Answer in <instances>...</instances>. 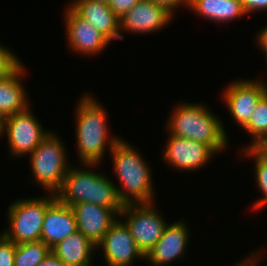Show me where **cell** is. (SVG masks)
<instances>
[{
	"mask_svg": "<svg viewBox=\"0 0 267 266\" xmlns=\"http://www.w3.org/2000/svg\"><path fill=\"white\" fill-rule=\"evenodd\" d=\"M92 95H84L76 108V136L78 155L81 165L86 168L94 167L102 160L108 146L111 151L120 140L109 137L107 127V113ZM109 144V145H108Z\"/></svg>",
	"mask_w": 267,
	"mask_h": 266,
	"instance_id": "1",
	"label": "cell"
},
{
	"mask_svg": "<svg viewBox=\"0 0 267 266\" xmlns=\"http://www.w3.org/2000/svg\"><path fill=\"white\" fill-rule=\"evenodd\" d=\"M173 109L165 126L169 135L208 145L216 153L227 146L228 136L221 120L205 104L179 103Z\"/></svg>",
	"mask_w": 267,
	"mask_h": 266,
	"instance_id": "2",
	"label": "cell"
},
{
	"mask_svg": "<svg viewBox=\"0 0 267 266\" xmlns=\"http://www.w3.org/2000/svg\"><path fill=\"white\" fill-rule=\"evenodd\" d=\"M110 154L114 172L122 186H116V189L123 204L154 202L151 171L142 155L122 139L114 145Z\"/></svg>",
	"mask_w": 267,
	"mask_h": 266,
	"instance_id": "3",
	"label": "cell"
},
{
	"mask_svg": "<svg viewBox=\"0 0 267 266\" xmlns=\"http://www.w3.org/2000/svg\"><path fill=\"white\" fill-rule=\"evenodd\" d=\"M105 176L93 170L71 166L56 196L69 206L88 202L122 211L124 204L118 197L116 185Z\"/></svg>",
	"mask_w": 267,
	"mask_h": 266,
	"instance_id": "4",
	"label": "cell"
},
{
	"mask_svg": "<svg viewBox=\"0 0 267 266\" xmlns=\"http://www.w3.org/2000/svg\"><path fill=\"white\" fill-rule=\"evenodd\" d=\"M52 194L34 199L20 198L12 203L7 214L10 228L2 234L15 244L40 241L46 210L57 198L56 194Z\"/></svg>",
	"mask_w": 267,
	"mask_h": 266,
	"instance_id": "5",
	"label": "cell"
},
{
	"mask_svg": "<svg viewBox=\"0 0 267 266\" xmlns=\"http://www.w3.org/2000/svg\"><path fill=\"white\" fill-rule=\"evenodd\" d=\"M65 146L54 133L50 132L30 154L34 181L48 193L56 194L62 187L69 170Z\"/></svg>",
	"mask_w": 267,
	"mask_h": 266,
	"instance_id": "6",
	"label": "cell"
},
{
	"mask_svg": "<svg viewBox=\"0 0 267 266\" xmlns=\"http://www.w3.org/2000/svg\"><path fill=\"white\" fill-rule=\"evenodd\" d=\"M152 203L124 204L119 216H125L124 222L138 248L146 256L161 238L167 225L163 217L154 209Z\"/></svg>",
	"mask_w": 267,
	"mask_h": 266,
	"instance_id": "7",
	"label": "cell"
},
{
	"mask_svg": "<svg viewBox=\"0 0 267 266\" xmlns=\"http://www.w3.org/2000/svg\"><path fill=\"white\" fill-rule=\"evenodd\" d=\"M30 109L29 107L1 121L0 136L3 133L7 134L9 152L14 157L31 154L50 133L44 131Z\"/></svg>",
	"mask_w": 267,
	"mask_h": 266,
	"instance_id": "8",
	"label": "cell"
},
{
	"mask_svg": "<svg viewBox=\"0 0 267 266\" xmlns=\"http://www.w3.org/2000/svg\"><path fill=\"white\" fill-rule=\"evenodd\" d=\"M121 221L117 219L96 246V249L102 248L107 266H131L135 259H145L130 230Z\"/></svg>",
	"mask_w": 267,
	"mask_h": 266,
	"instance_id": "9",
	"label": "cell"
},
{
	"mask_svg": "<svg viewBox=\"0 0 267 266\" xmlns=\"http://www.w3.org/2000/svg\"><path fill=\"white\" fill-rule=\"evenodd\" d=\"M223 92L225 104L235 122L244 127L250 120L257 103L267 92V85L264 82L237 80Z\"/></svg>",
	"mask_w": 267,
	"mask_h": 266,
	"instance_id": "10",
	"label": "cell"
},
{
	"mask_svg": "<svg viewBox=\"0 0 267 266\" xmlns=\"http://www.w3.org/2000/svg\"><path fill=\"white\" fill-rule=\"evenodd\" d=\"M163 159L170 166L185 171L200 169L217 154L210 146L170 135Z\"/></svg>",
	"mask_w": 267,
	"mask_h": 266,
	"instance_id": "11",
	"label": "cell"
},
{
	"mask_svg": "<svg viewBox=\"0 0 267 266\" xmlns=\"http://www.w3.org/2000/svg\"><path fill=\"white\" fill-rule=\"evenodd\" d=\"M71 208L75 215L77 230L95 246L102 241L121 212L88 202L71 205Z\"/></svg>",
	"mask_w": 267,
	"mask_h": 266,
	"instance_id": "12",
	"label": "cell"
},
{
	"mask_svg": "<svg viewBox=\"0 0 267 266\" xmlns=\"http://www.w3.org/2000/svg\"><path fill=\"white\" fill-rule=\"evenodd\" d=\"M67 7L64 20L69 47L86 56L101 53L110 41L70 6Z\"/></svg>",
	"mask_w": 267,
	"mask_h": 266,
	"instance_id": "13",
	"label": "cell"
},
{
	"mask_svg": "<svg viewBox=\"0 0 267 266\" xmlns=\"http://www.w3.org/2000/svg\"><path fill=\"white\" fill-rule=\"evenodd\" d=\"M173 13L166 7L151 2L140 0L120 19V31L131 33H152L162 29L171 21Z\"/></svg>",
	"mask_w": 267,
	"mask_h": 266,
	"instance_id": "14",
	"label": "cell"
},
{
	"mask_svg": "<svg viewBox=\"0 0 267 266\" xmlns=\"http://www.w3.org/2000/svg\"><path fill=\"white\" fill-rule=\"evenodd\" d=\"M188 239L189 230L183 219L167 224L161 238L145 256V260L147 259L154 266H164L177 258L181 259L187 250Z\"/></svg>",
	"mask_w": 267,
	"mask_h": 266,
	"instance_id": "15",
	"label": "cell"
},
{
	"mask_svg": "<svg viewBox=\"0 0 267 266\" xmlns=\"http://www.w3.org/2000/svg\"><path fill=\"white\" fill-rule=\"evenodd\" d=\"M76 231L77 224L71 206L56 198L46 210L41 241L52 249Z\"/></svg>",
	"mask_w": 267,
	"mask_h": 266,
	"instance_id": "16",
	"label": "cell"
},
{
	"mask_svg": "<svg viewBox=\"0 0 267 266\" xmlns=\"http://www.w3.org/2000/svg\"><path fill=\"white\" fill-rule=\"evenodd\" d=\"M72 4V5H71ZM69 6L83 19L93 25L110 42L123 39L120 34V19L110 9L108 3L93 0H74Z\"/></svg>",
	"mask_w": 267,
	"mask_h": 266,
	"instance_id": "17",
	"label": "cell"
},
{
	"mask_svg": "<svg viewBox=\"0 0 267 266\" xmlns=\"http://www.w3.org/2000/svg\"><path fill=\"white\" fill-rule=\"evenodd\" d=\"M24 64H21L13 73L0 79V121L29 108L24 86L20 81L24 75Z\"/></svg>",
	"mask_w": 267,
	"mask_h": 266,
	"instance_id": "18",
	"label": "cell"
},
{
	"mask_svg": "<svg viewBox=\"0 0 267 266\" xmlns=\"http://www.w3.org/2000/svg\"><path fill=\"white\" fill-rule=\"evenodd\" d=\"M93 245L80 231H76L51 249L66 266H91Z\"/></svg>",
	"mask_w": 267,
	"mask_h": 266,
	"instance_id": "19",
	"label": "cell"
},
{
	"mask_svg": "<svg viewBox=\"0 0 267 266\" xmlns=\"http://www.w3.org/2000/svg\"><path fill=\"white\" fill-rule=\"evenodd\" d=\"M188 7L200 17L222 23L246 14L241 0H189Z\"/></svg>",
	"mask_w": 267,
	"mask_h": 266,
	"instance_id": "20",
	"label": "cell"
},
{
	"mask_svg": "<svg viewBox=\"0 0 267 266\" xmlns=\"http://www.w3.org/2000/svg\"><path fill=\"white\" fill-rule=\"evenodd\" d=\"M243 129L253 137L252 144L248 148H255L267 140V92L257 103L249 122Z\"/></svg>",
	"mask_w": 267,
	"mask_h": 266,
	"instance_id": "21",
	"label": "cell"
},
{
	"mask_svg": "<svg viewBox=\"0 0 267 266\" xmlns=\"http://www.w3.org/2000/svg\"><path fill=\"white\" fill-rule=\"evenodd\" d=\"M51 253L41 240L16 244L14 266H37Z\"/></svg>",
	"mask_w": 267,
	"mask_h": 266,
	"instance_id": "22",
	"label": "cell"
},
{
	"mask_svg": "<svg viewBox=\"0 0 267 266\" xmlns=\"http://www.w3.org/2000/svg\"><path fill=\"white\" fill-rule=\"evenodd\" d=\"M244 154L246 156L255 158V177L256 183L259 186L258 188L261 190L262 195L264 196L262 199H259L254 204V209H260L265 204H267V160L255 149V148H244Z\"/></svg>",
	"mask_w": 267,
	"mask_h": 266,
	"instance_id": "23",
	"label": "cell"
},
{
	"mask_svg": "<svg viewBox=\"0 0 267 266\" xmlns=\"http://www.w3.org/2000/svg\"><path fill=\"white\" fill-rule=\"evenodd\" d=\"M0 44V79H4L13 73L22 62L10 50Z\"/></svg>",
	"mask_w": 267,
	"mask_h": 266,
	"instance_id": "24",
	"label": "cell"
},
{
	"mask_svg": "<svg viewBox=\"0 0 267 266\" xmlns=\"http://www.w3.org/2000/svg\"><path fill=\"white\" fill-rule=\"evenodd\" d=\"M16 244L0 234V266H14Z\"/></svg>",
	"mask_w": 267,
	"mask_h": 266,
	"instance_id": "25",
	"label": "cell"
},
{
	"mask_svg": "<svg viewBox=\"0 0 267 266\" xmlns=\"http://www.w3.org/2000/svg\"><path fill=\"white\" fill-rule=\"evenodd\" d=\"M140 0H109L108 5L115 15L121 17L128 12Z\"/></svg>",
	"mask_w": 267,
	"mask_h": 266,
	"instance_id": "26",
	"label": "cell"
},
{
	"mask_svg": "<svg viewBox=\"0 0 267 266\" xmlns=\"http://www.w3.org/2000/svg\"><path fill=\"white\" fill-rule=\"evenodd\" d=\"M246 15L255 11H267V0H241Z\"/></svg>",
	"mask_w": 267,
	"mask_h": 266,
	"instance_id": "27",
	"label": "cell"
},
{
	"mask_svg": "<svg viewBox=\"0 0 267 266\" xmlns=\"http://www.w3.org/2000/svg\"><path fill=\"white\" fill-rule=\"evenodd\" d=\"M149 1L166 7L173 14H174V10L178 8L179 6L184 5L187 7L189 4V0H149Z\"/></svg>",
	"mask_w": 267,
	"mask_h": 266,
	"instance_id": "28",
	"label": "cell"
},
{
	"mask_svg": "<svg viewBox=\"0 0 267 266\" xmlns=\"http://www.w3.org/2000/svg\"><path fill=\"white\" fill-rule=\"evenodd\" d=\"M37 266H66L62 263L53 253H50L45 260L39 263Z\"/></svg>",
	"mask_w": 267,
	"mask_h": 266,
	"instance_id": "29",
	"label": "cell"
},
{
	"mask_svg": "<svg viewBox=\"0 0 267 266\" xmlns=\"http://www.w3.org/2000/svg\"><path fill=\"white\" fill-rule=\"evenodd\" d=\"M257 36L258 46H260V48H267V26L263 27Z\"/></svg>",
	"mask_w": 267,
	"mask_h": 266,
	"instance_id": "30",
	"label": "cell"
},
{
	"mask_svg": "<svg viewBox=\"0 0 267 266\" xmlns=\"http://www.w3.org/2000/svg\"><path fill=\"white\" fill-rule=\"evenodd\" d=\"M252 256L249 257L248 259L246 258V260H243L240 264L238 263L237 265H233V266H257L258 264V259H261V255L260 257L255 254V256H253L254 254H251Z\"/></svg>",
	"mask_w": 267,
	"mask_h": 266,
	"instance_id": "31",
	"label": "cell"
},
{
	"mask_svg": "<svg viewBox=\"0 0 267 266\" xmlns=\"http://www.w3.org/2000/svg\"><path fill=\"white\" fill-rule=\"evenodd\" d=\"M255 149L267 160V140L257 145Z\"/></svg>",
	"mask_w": 267,
	"mask_h": 266,
	"instance_id": "32",
	"label": "cell"
},
{
	"mask_svg": "<svg viewBox=\"0 0 267 266\" xmlns=\"http://www.w3.org/2000/svg\"><path fill=\"white\" fill-rule=\"evenodd\" d=\"M261 49L266 54V60H267V48H261Z\"/></svg>",
	"mask_w": 267,
	"mask_h": 266,
	"instance_id": "33",
	"label": "cell"
},
{
	"mask_svg": "<svg viewBox=\"0 0 267 266\" xmlns=\"http://www.w3.org/2000/svg\"><path fill=\"white\" fill-rule=\"evenodd\" d=\"M93 1H99V2H104V3H108L109 0H93Z\"/></svg>",
	"mask_w": 267,
	"mask_h": 266,
	"instance_id": "34",
	"label": "cell"
}]
</instances>
